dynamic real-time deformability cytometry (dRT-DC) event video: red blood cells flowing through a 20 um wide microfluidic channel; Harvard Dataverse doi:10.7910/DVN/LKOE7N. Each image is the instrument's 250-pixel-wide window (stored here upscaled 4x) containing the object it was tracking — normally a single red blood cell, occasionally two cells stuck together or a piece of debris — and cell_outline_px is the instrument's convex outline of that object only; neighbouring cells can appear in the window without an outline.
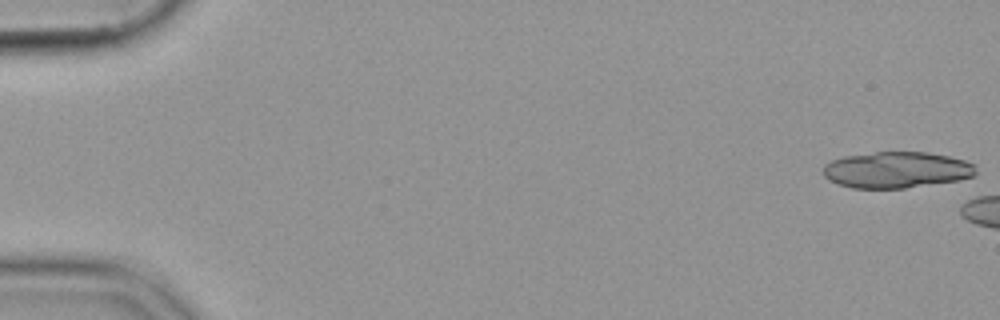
{"species": "common noctule bat (a hibernating species)", "species_latin": "Nyctalus noctula", "temperature_condition": "cold", "stored_images_in_passage": 7, "camera_frame_rate_fps": 3000, "um_per_image_px": 0.085, "animal": {"sex": "female", "body_mass_g": 19.9}, "frame": {"image": 1, "passage_image": 1, "time_ms": 0.0, "image_size_px": [1000, 320], "cell_outline_px": [[976, 176], [960, 180], [904, 188], [852, 188], [836, 184], [828, 180], [824, 176], [824, 164], [832, 160], [844, 156], [876, 152], [928, 152], [948, 156], [964, 160], [976, 164]], "centroid_in_image_um": [76.23, 14.44], "position_along_channel_um": 8.8, "area_um2": 32.48}}